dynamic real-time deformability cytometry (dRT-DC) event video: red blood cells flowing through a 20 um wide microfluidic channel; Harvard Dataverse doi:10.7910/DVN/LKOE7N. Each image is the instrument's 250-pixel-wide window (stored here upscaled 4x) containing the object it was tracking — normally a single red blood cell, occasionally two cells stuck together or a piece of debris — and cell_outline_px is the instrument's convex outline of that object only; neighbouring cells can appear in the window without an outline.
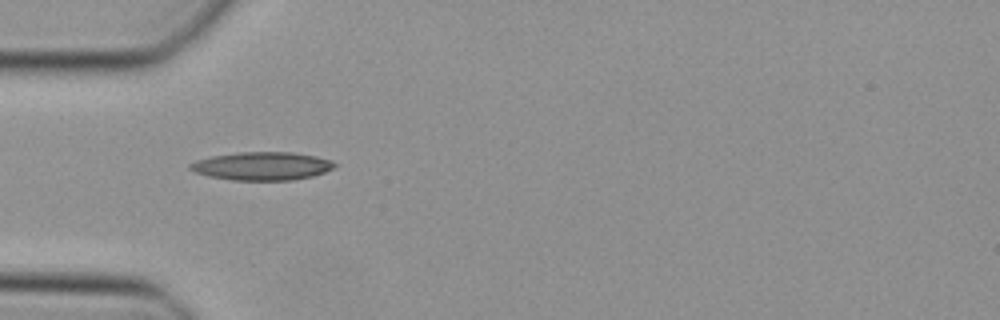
{"species": "Egyptian fruit bat (a non-hibernating species)", "species_latin": "Rousettus aegyptiacus", "temperature_condition": "cold", "stored_images_in_passage": 34, "camera_frame_rate_fps": 3000, "um_per_image_px": 0.085, "animal": {"sex": "female"}, "frame": {"image": 1, "passage_image": 1, "time_ms": 0.0, "image_size_px": [1000, 320], "cell_outline_px": [[336, 168], [312, 176], [292, 180], [232, 180], [208, 176], [196, 172], [188, 168], [188, 164], [196, 160], [212, 156], [236, 152], [292, 152], [316, 156], [332, 160], [336, 164]], "centroid_in_image_um": [22.28, 14.11], "position_along_channel_um": 62.7, "area_um2": 23.87}}
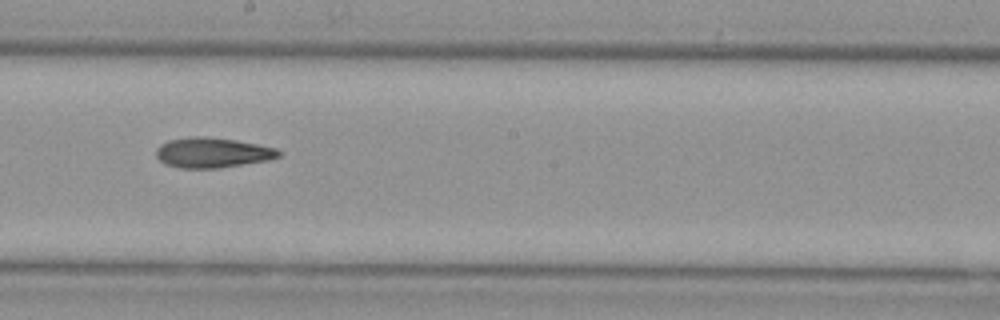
{"frame": {"image": 2, "passage_image": 13, "time_ms": 4.0, "image_size_px": [1000, 320], "cell_outline_px": [[280, 156], [268, 160], [216, 168], [180, 168], [164, 164], [156, 156], [156, 148], [160, 144], [168, 140], [192, 136], [204, 136], [236, 140], [276, 148], [280, 152]], "centroid_in_image_um": [18.01, 12.97], "position_along_channel_um": 230.2, "area_um2": 21.44}}
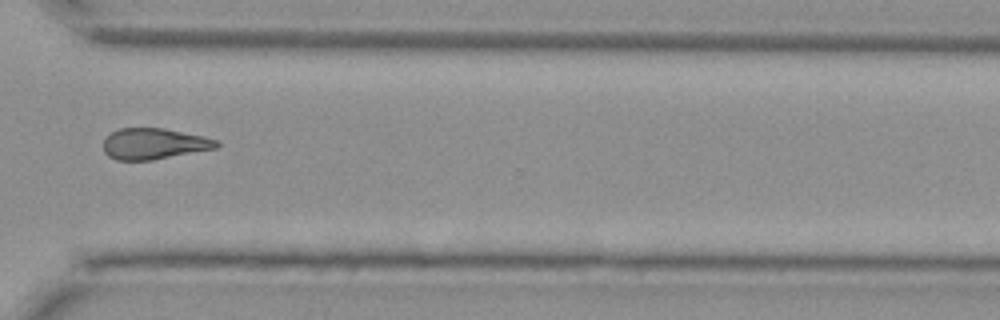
{"frame": {"image": 3, "passage_image": 22, "time_ms": 7.0, "image_size_px": [1000, 320], "cell_outline_px": [[220, 144], [216, 148], [152, 160], [116, 160], [108, 156], [104, 152], [104, 140], [112, 132], [120, 128], [164, 128], [204, 136], [220, 140]], "centroid_in_image_um": [13.11, 12.22], "position_along_channel_um": 357.5, "area_um2": 20.46}}